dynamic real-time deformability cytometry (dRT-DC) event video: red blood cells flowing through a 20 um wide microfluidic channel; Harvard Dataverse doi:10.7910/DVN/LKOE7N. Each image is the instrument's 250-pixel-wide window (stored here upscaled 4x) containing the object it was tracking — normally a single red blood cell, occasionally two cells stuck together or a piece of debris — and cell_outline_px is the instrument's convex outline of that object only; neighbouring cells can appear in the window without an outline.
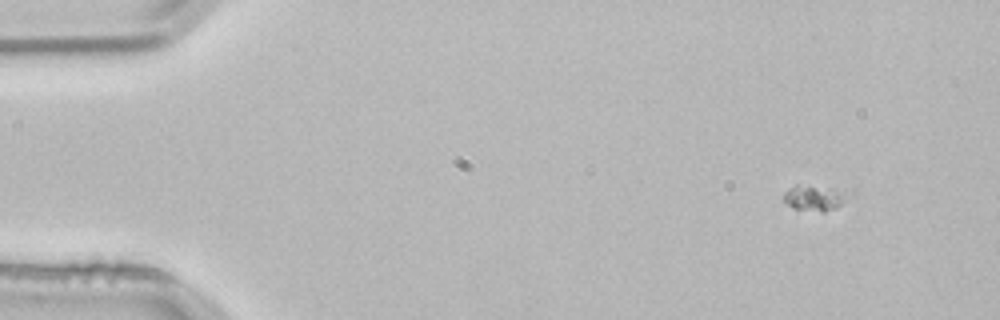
{"species": "common noctule bat (a hibernating species)", "species_latin": "Nyctalus noctula", "temperature_condition": "room temperature", "stored_images_in_passage": 4, "camera_frame_rate_fps": 3000, "um_per_image_px": 0.085, "animal": {"sex": "male", "body_mass_g": 21.5, "forearm_length_mm": 52.0}, "frame": {"image": 1, "passage_image": 1, "time_ms": 0.0, "image_size_px": [1000, 320], "cell_outline_px": [[852, 196], [836, 208], [824, 212], [820, 212], [792, 208], [784, 200], [784, 192], [788, 188], [796, 184], [852, 188]], "centroid_in_image_um": [69.39, 16.77], "position_along_channel_um": 15.6, "area_um2": 10.46}}
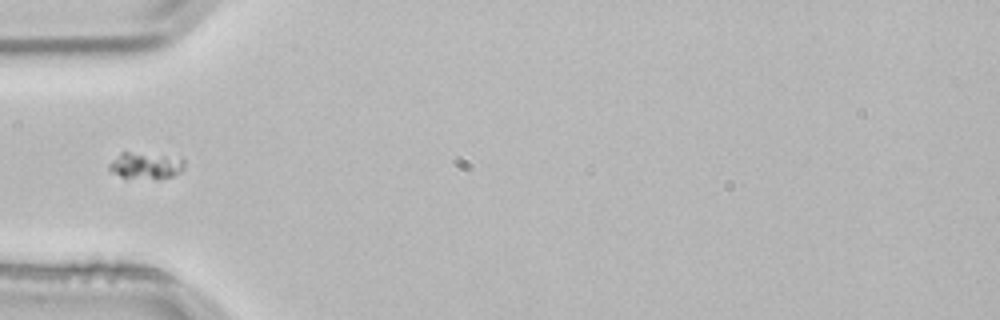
{"frame": {"image": 2, "passage_image": 4, "time_ms": 1.0, "image_size_px": [1000, 320], "cell_outline_px": [[184, 168], [180, 172], [172, 176], [156, 180], [120, 176], [112, 172], [108, 168], [108, 164], [120, 152], [128, 152], [164, 156], [184, 160]], "centroid_in_image_um": [12.35, 14.1], "position_along_channel_um": 72.7, "area_um2": 11.44}}